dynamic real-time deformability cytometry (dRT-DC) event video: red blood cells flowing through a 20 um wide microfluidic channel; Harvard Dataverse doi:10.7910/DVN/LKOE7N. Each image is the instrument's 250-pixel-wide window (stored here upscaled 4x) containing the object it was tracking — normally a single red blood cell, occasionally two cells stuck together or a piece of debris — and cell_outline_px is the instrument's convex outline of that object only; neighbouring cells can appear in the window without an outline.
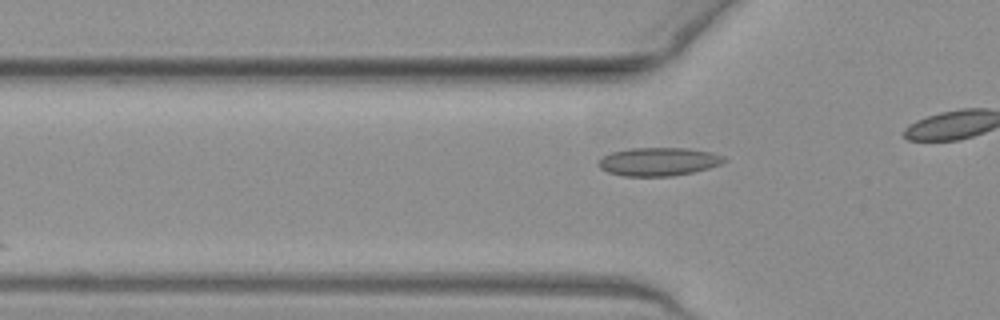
{"species": "common noctule bat (a hibernating species)", "species_latin": "Nyctalus noctula", "temperature_condition": "warm", "stored_images_in_passage": 31, "camera_frame_rate_fps": 3000, "um_per_image_px": 0.085, "animal": {"sex": "female", "body_mass_g": 19.3, "forearm_length_mm": 54.1}, "frame": {"image": 1, "passage_image": 7, "time_ms": 2.0, "image_size_px": [1000, 320], "cell_outline_px": [[728, 160], [720, 164], [708, 168], [692, 172], [672, 176], [624, 176], [608, 172], [600, 168], [600, 160], [604, 156], [612, 152], [632, 148], [688, 148], [712, 152], [724, 156]], "centroid_in_image_um": [56.02, 13.73], "position_along_channel_um": 69.8, "area_um2": 20.58}}
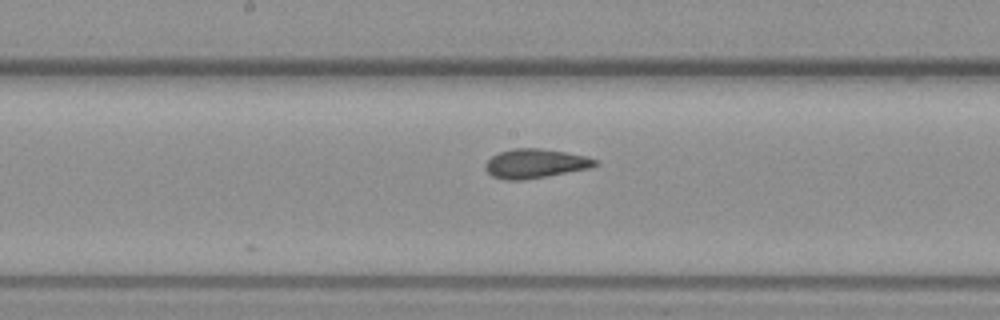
{"frame": {"image": 2, "passage_image": 17, "time_ms": 5.333, "image_size_px": [1000, 320], "cell_outline_px": [[600, 164], [592, 168], [524, 180], [504, 180], [492, 176], [484, 168], [484, 164], [492, 156], [500, 152], [516, 148], [540, 148], [564, 152], [584, 156], [596, 160]], "centroid_in_image_um": [45.49, 13.91], "position_along_channel_um": 202.7, "area_um2": 18.67}}
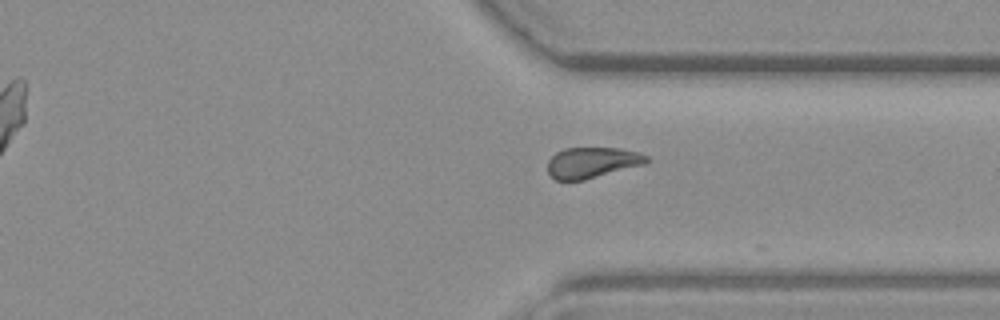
{"frame": {"image": 3, "passage_image": 29, "time_ms": 9.333, "image_size_px": [1000, 320], "cell_outline_px": [[652, 160], [644, 164], [584, 180], [556, 180], [548, 172], [548, 160], [556, 152], [564, 148], [620, 148], [640, 152], [648, 156]], "centroid_in_image_um": [50.36, 13.8], "position_along_channel_um": 361.0, "area_um2": 17.8}}